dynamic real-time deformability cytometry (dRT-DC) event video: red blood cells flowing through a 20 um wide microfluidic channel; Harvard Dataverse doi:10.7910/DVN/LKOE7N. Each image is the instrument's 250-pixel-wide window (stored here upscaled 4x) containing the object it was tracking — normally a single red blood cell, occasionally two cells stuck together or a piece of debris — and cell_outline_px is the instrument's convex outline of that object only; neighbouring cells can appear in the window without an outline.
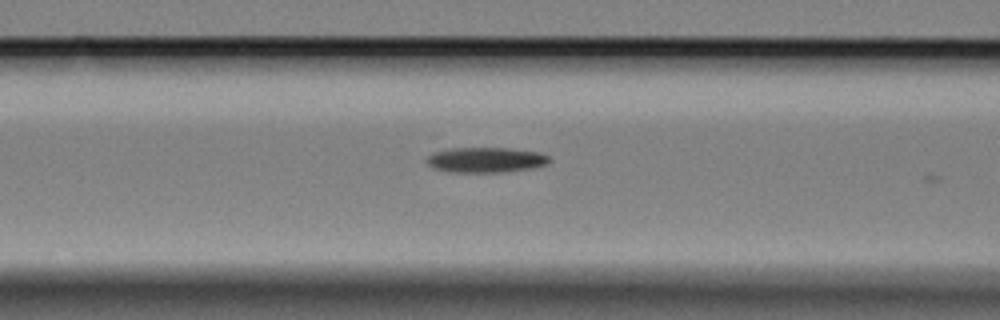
{"species": "Egyptian fruit bat (a non-hibernating species)", "species_latin": "Rousettus aegyptiacus", "temperature_condition": "cold", "stored_images_in_passage": 6, "camera_frame_rate_fps": 3000, "um_per_image_px": 0.085, "animal": {"sex": "female"}, "frame": {"image": 1, "passage_image": 4, "time_ms": 1.0, "image_size_px": [1000, 320], "cell_outline_px": [[552, 160], [548, 164], [532, 168], [504, 172], [448, 172], [432, 168], [424, 160], [428, 156], [436, 152], [452, 148], [508, 148], [540, 152], [548, 156]], "centroid_in_image_um": [41.31, 13.6], "position_along_channel_um": 125.3, "area_um2": 18.15}}